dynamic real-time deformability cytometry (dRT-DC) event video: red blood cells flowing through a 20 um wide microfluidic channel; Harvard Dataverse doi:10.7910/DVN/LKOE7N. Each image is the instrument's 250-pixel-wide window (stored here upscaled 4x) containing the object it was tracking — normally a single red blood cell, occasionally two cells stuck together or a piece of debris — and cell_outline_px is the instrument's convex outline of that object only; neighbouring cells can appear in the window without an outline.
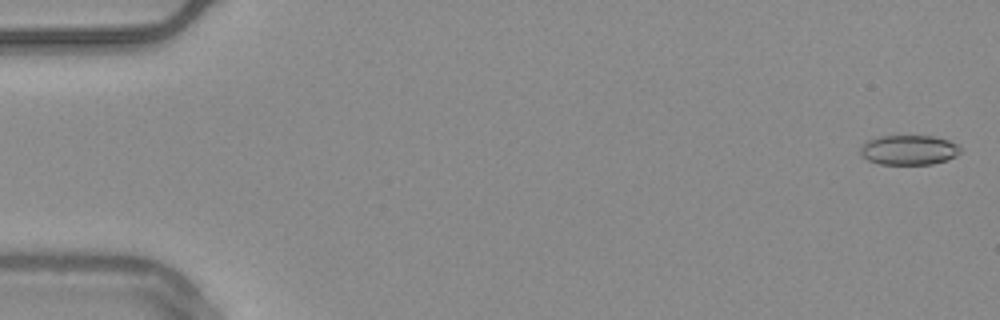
{"species": "common noctule bat (a hibernating species)", "species_latin": "Nyctalus noctula", "temperature_condition": "warm", "stored_images_in_passage": 55, "camera_frame_rate_fps": 3000, "um_per_image_px": 0.085, "animal": {"sex": "male", "body_mass_g": 20.4}, "frame": {"image": 1, "passage_image": 2, "time_ms": 0.333, "image_size_px": [1000, 320], "cell_outline_px": [[960, 152], [956, 156], [948, 160], [932, 164], [880, 164], [868, 160], [860, 156], [860, 148], [868, 140], [880, 136], [932, 136], [948, 140], [956, 144], [960, 148]], "centroid_in_image_um": [77.24, 12.75], "position_along_channel_um": 7.8, "area_um2": 17.34}}
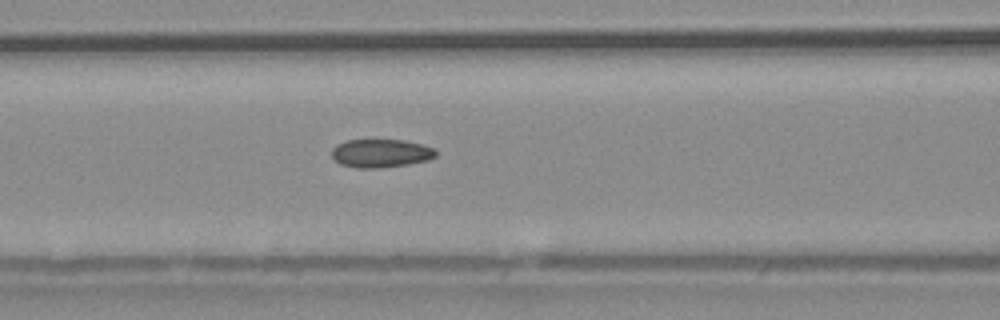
{"frame": {"image": 2, "passage_image": 24, "time_ms": 7.667, "image_size_px": [1000, 320], "cell_outline_px": [[436, 156], [428, 160], [408, 164], [380, 168], [356, 168], [340, 164], [332, 156], [332, 148], [336, 144], [348, 140], [404, 140], [420, 144], [432, 148], [436, 152]], "centroid_in_image_um": [32.34, 13.03], "position_along_channel_um": 134.3, "area_um2": 17.11}}
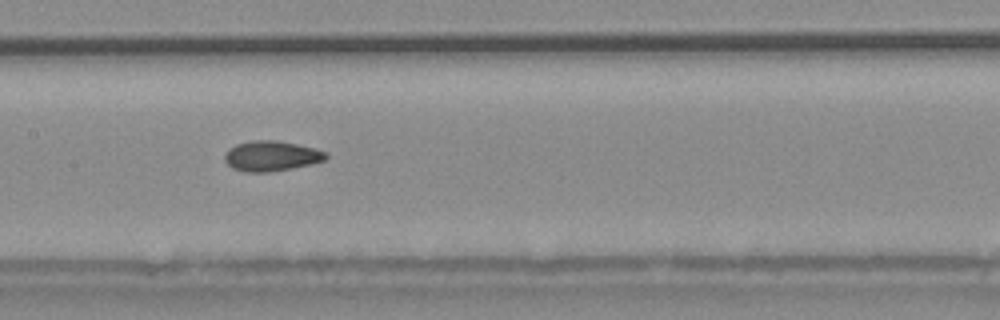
{"frame": {"image": 3, "passage_image": 28, "time_ms": 9.0, "image_size_px": [1000, 320], "cell_outline_px": [[328, 156], [324, 160], [312, 164], [292, 168], [268, 172], [244, 172], [232, 168], [224, 160], [224, 156], [228, 148], [236, 144], [252, 140], [276, 140], [316, 148], [328, 152]], "centroid_in_image_um": [23.06, 13.25], "position_along_channel_um": 184.3, "area_um2": 17.98}, "authors_computed_cell_mechanics": {"area_um2": 17.34, "velocity_mm_per_s": 3.7469, "shape_relaxation_time_tau1_ms": null, "shape_relaxation_time_tau2_ms": 2.7219, "deformation_change_tau1": null, "deformation_change_tau2": 0.0812}}